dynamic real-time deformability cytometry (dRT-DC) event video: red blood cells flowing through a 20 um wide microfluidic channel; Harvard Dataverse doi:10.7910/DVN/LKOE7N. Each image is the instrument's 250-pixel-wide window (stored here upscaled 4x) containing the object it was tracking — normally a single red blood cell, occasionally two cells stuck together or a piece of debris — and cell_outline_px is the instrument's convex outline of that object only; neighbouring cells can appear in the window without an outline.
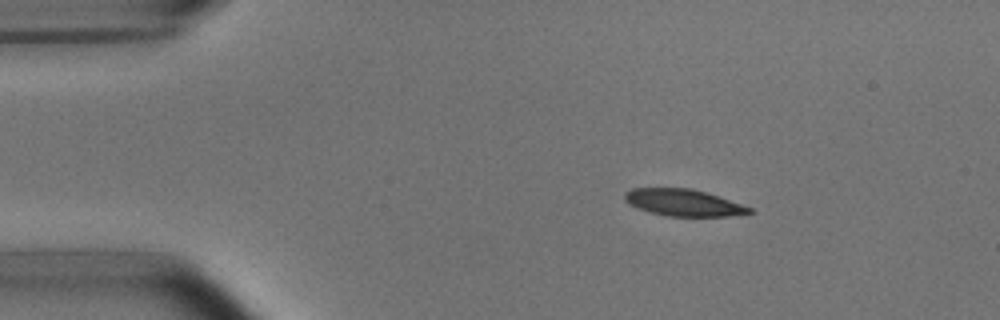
{"species": "common noctule bat (a hibernating species)", "species_latin": "Nyctalus noctula", "temperature_condition": "room temperature", "stored_images_in_passage": 4, "camera_frame_rate_fps": 3000, "um_per_image_px": 0.085, "animal": {"sex": "male", "body_mass_g": 15.6}, "frame": {"image": 1, "passage_image": 2, "time_ms": 1.333, "image_size_px": [1000, 320], "cell_outline_px": [[756, 212], [728, 216], [668, 216], [652, 212], [628, 204], [624, 200], [624, 192], [632, 188], [692, 188], [752, 208]], "centroid_in_image_um": [58.06, 17.22], "position_along_channel_um": 26.9, "area_um2": 19.19}}
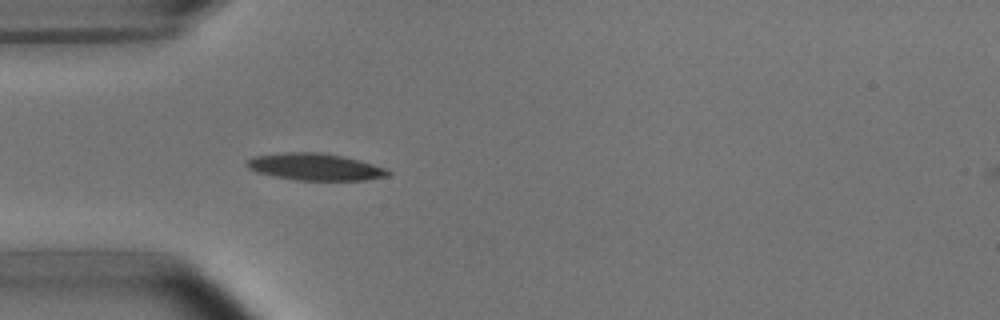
{"frame": {"image": 2, "passage_image": 4, "time_ms": 3.667, "image_size_px": [1000, 320], "cell_outline_px": [[392, 172], [388, 176], [368, 180], [296, 180], [272, 176], [256, 172], [248, 168], [244, 164], [248, 160], [256, 156], [288, 152], [316, 152], [340, 156], [360, 160], [384, 168]], "centroid_in_image_um": [26.77, 14.19], "position_along_channel_um": 58.2, "area_um2": 22.02}}